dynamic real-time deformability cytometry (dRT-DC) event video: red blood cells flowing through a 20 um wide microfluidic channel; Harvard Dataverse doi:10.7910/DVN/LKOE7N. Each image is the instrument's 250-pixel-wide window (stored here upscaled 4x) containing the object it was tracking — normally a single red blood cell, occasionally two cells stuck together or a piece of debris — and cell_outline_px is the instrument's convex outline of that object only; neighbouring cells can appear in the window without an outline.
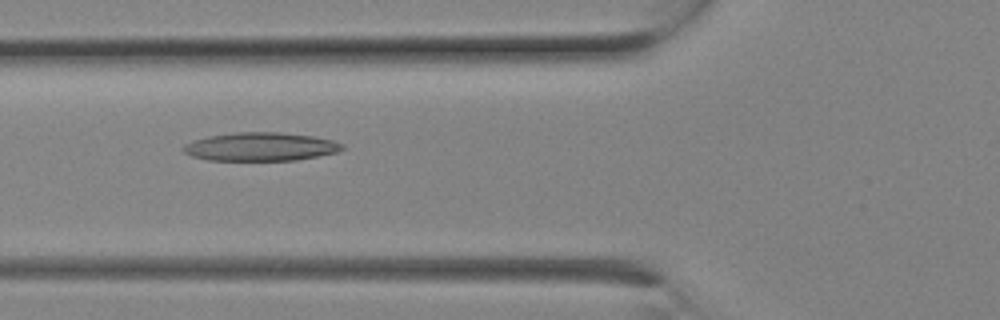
{"species": "Egyptian fruit bat (a non-hibernating species)", "species_latin": "Rousettus aegyptiacus", "temperature_condition": "room temperature", "stored_images_in_passage": 4, "camera_frame_rate_fps": 3000, "um_per_image_px": 0.085, "animal": {"sex": "female"}, "frame": {"image": 1, "passage_image": 3, "time_ms": 0.667, "image_size_px": [1000, 320], "cell_outline_px": [[344, 148], [336, 152], [296, 160], [208, 160], [192, 156], [184, 152], [180, 148], [184, 144], [192, 140], [208, 136], [236, 132], [280, 132], [312, 136], [332, 140], [344, 144]], "centroid_in_image_um": [22.1, 12.46], "position_along_channel_um": 103.7, "area_um2": 26.3}}
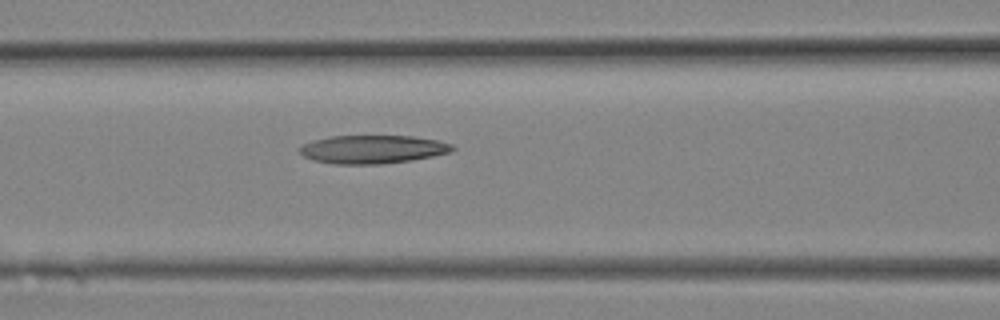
{"frame": {"image": 2, "passage_image": 4, "time_ms": 1.0, "image_size_px": [1000, 320], "cell_outline_px": [[456, 148], [452, 152], [412, 160], [380, 164], [332, 164], [312, 160], [304, 156], [296, 148], [304, 144], [316, 140], [332, 136], [412, 136], [440, 140], [452, 144]], "centroid_in_image_um": [31.7, 12.69], "position_along_channel_um": 134.9, "area_um2": 25.32}}